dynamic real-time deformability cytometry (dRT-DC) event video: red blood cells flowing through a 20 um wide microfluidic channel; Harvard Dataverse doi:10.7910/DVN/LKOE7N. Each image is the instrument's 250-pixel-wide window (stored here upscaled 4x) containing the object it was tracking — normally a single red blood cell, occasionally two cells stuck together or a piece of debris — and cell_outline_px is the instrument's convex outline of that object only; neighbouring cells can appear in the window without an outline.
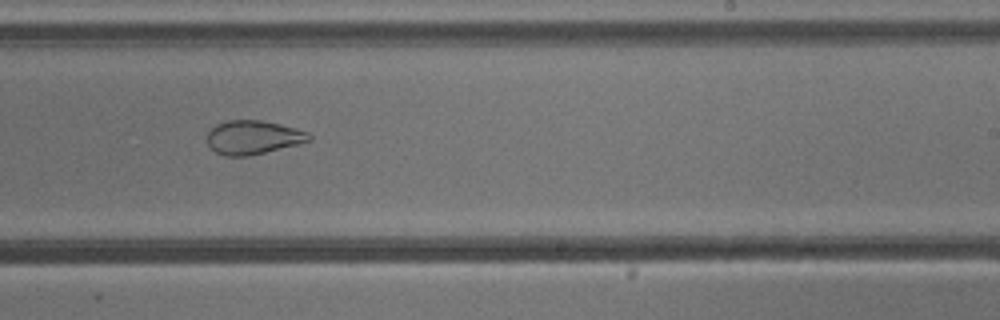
{"species": "common noctule bat (a hibernating species)", "species_latin": "Nyctalus noctula", "temperature_condition": "cold", "stored_images_in_passage": 38, "camera_frame_rate_fps": 3000, "um_per_image_px": 0.085, "animal": {"sex": "male", "body_mass_g": 13.3}, "frame": {"image": 1, "passage_image": 17, "time_ms": 5.333, "image_size_px": [1000, 320], "cell_outline_px": [[312, 140], [248, 156], [228, 156], [216, 152], [208, 144], [208, 128], [216, 124], [228, 120], [260, 120], [296, 128], [308, 132], [312, 136]], "centroid_in_image_um": [21.49, 11.66], "position_along_channel_um": 267.5, "area_um2": 19.88}}
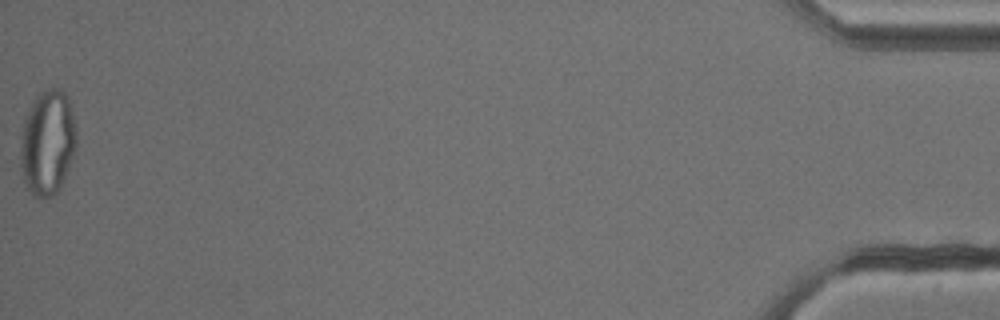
{"frame": {"image": 2, "passage_image": 38, "time_ms": 12.333, "image_size_px": [1000, 320], "cell_outline_px": [[76, 148], [60, 188], [52, 196], [32, 196], [24, 180], [20, 168], [20, 148], [24, 116], [36, 96], [40, 92], [48, 88], [60, 88], [68, 96], [76, 128]], "centroid_in_image_um": [4.03, 12.09], "position_along_channel_um": 431.2, "area_um2": 34.39}, "authors_computed_cell_mechanics": {"area_um2": 23.9003, "velocity_mm_per_s": 3.8325, "shape_relaxation_time_tau1_ms": null, "shape_relaxation_time_tau2_ms": 1.56, "deformation_change_tau1": null, "deformation_change_tau2": 0.0859}}